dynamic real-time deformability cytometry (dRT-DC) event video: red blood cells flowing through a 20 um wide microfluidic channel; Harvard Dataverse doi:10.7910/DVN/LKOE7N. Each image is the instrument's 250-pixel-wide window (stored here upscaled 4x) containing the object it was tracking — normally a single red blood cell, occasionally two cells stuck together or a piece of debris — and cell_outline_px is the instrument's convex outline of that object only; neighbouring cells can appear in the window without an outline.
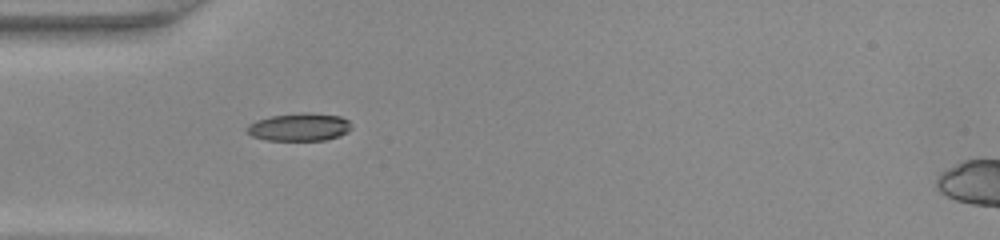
{"species": "common noctule bat (a hibernating species)", "species_latin": "Nyctalus noctula", "temperature_condition": "warm", "stored_images_in_passage": 34, "camera_frame_rate_fps": 3000, "um_per_image_px": 0.085, "animal": {"sex": "female", "body_mass_g": 22.0, "forearm_length_mm": 56.7}, "frame": {"image": 1, "passage_image": 1, "time_ms": 0.0, "image_size_px": [1000, 240], "cell_outline_px": [[352, 128], [348, 132], [324, 140], [268, 140], [252, 136], [248, 132], [248, 124], [256, 120], [272, 116], [340, 116], [348, 120], [352, 124]], "centroid_in_image_um": [25.44, 10.86], "position_along_channel_um": 59.6, "area_um2": 15.78}}
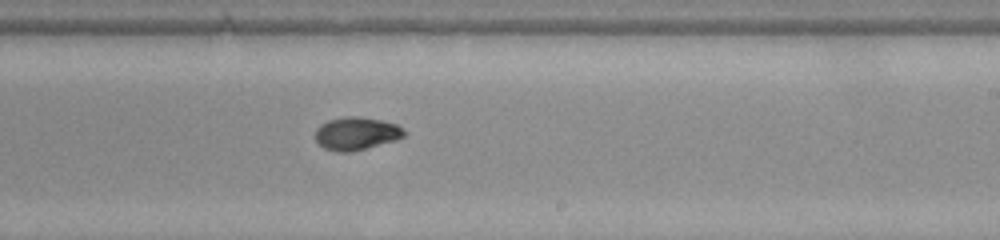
{"frame": {"image": 2, "passage_image": 15, "time_ms": 4.667, "image_size_px": [1000, 240], "cell_outline_px": [[408, 132], [404, 136], [396, 140], [348, 152], [336, 152], [324, 148], [316, 140], [316, 128], [320, 124], [328, 120], [344, 116], [360, 116], [380, 120], [396, 124], [404, 128]], "centroid_in_image_um": [30.3, 11.33], "position_along_channel_um": 258.7, "area_um2": 17.05}}
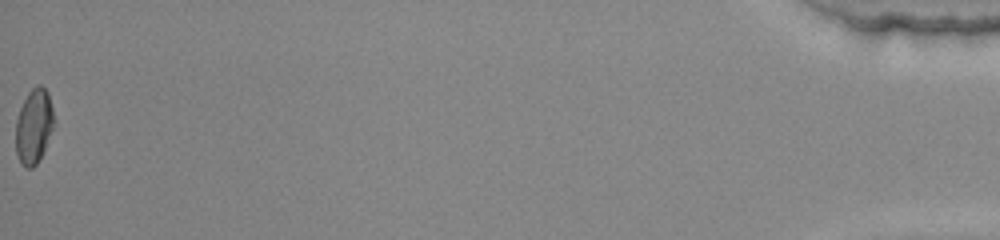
{"frame": {"image": 3, "passage_image": 34, "time_ms": 11.0, "image_size_px": [1000, 240], "cell_outline_px": [[52, 128], [44, 148], [36, 164], [32, 168], [28, 168], [20, 164], [16, 152], [16, 120], [20, 108], [28, 92], [36, 84], [40, 84], [48, 92], [52, 108]], "centroid_in_image_um": [2.84, 10.71], "position_along_channel_um": 432.4, "area_um2": 16.24}}